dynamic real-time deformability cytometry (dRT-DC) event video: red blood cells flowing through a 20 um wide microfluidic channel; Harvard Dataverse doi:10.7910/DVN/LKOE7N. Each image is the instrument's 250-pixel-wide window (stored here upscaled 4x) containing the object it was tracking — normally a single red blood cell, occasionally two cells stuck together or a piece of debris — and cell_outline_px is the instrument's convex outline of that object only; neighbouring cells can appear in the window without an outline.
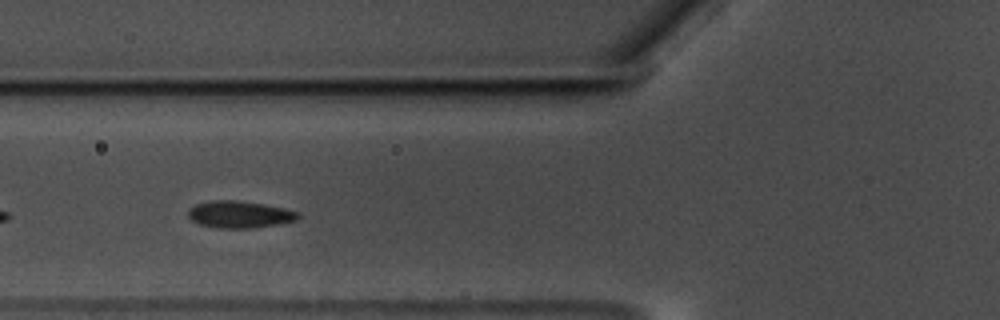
{"species": "common noctule bat (a hibernating species)", "species_latin": "Nyctalus noctula", "temperature_condition": "warm", "stored_images_in_passage": 36, "camera_frame_rate_fps": 3000, "um_per_image_px": 0.085, "animal": {"sex": "male", "body_mass_g": 17.5, "forearm_length_mm": 52.3}, "frame": {"image": 1, "passage_image": 6, "time_ms": 1.667, "image_size_px": [1000, 320], "cell_outline_px": [[300, 216], [296, 220], [276, 224], [252, 228], [216, 228], [200, 224], [192, 220], [188, 216], [188, 208], [196, 204], [212, 200], [240, 200], [264, 204], [284, 208], [300, 212]], "centroid_in_image_um": [20.35, 18.22], "position_along_channel_um": 105.4, "area_um2": 17.34}}
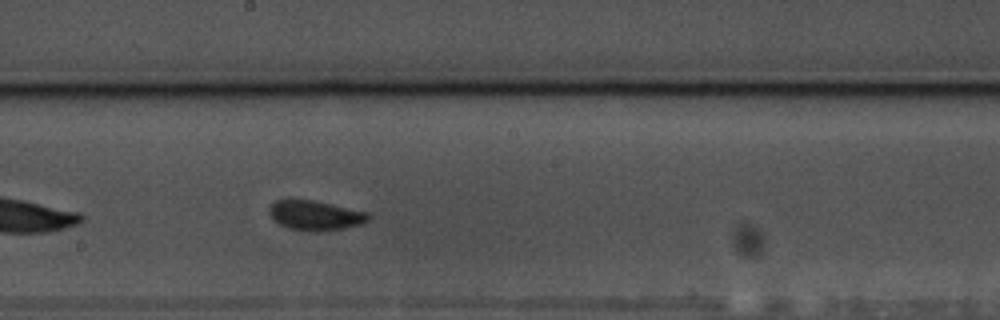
{"frame": {"image": 2, "passage_image": 16, "time_ms": 5.0, "image_size_px": [1000, 320], "cell_outline_px": [[372, 216], [368, 220], [360, 224], [344, 228], [320, 232], [308, 232], [288, 228], [272, 220], [268, 212], [268, 208], [276, 200], [288, 196], [312, 200], [368, 212]], "centroid_in_image_um": [26.72, 18.28], "position_along_channel_um": 221.5, "area_um2": 17.8}, "authors_computed_cell_mechanics": {"area_um2": 16.7909, "velocity_mm_per_s": 3.4957, "shape_relaxation_time_tau1_ms": 1.8409, "shape_relaxation_time_tau2_ms": 0.8719, "deformation_change_tau1": 0.08, "deformation_change_tau2": 0.0581}}